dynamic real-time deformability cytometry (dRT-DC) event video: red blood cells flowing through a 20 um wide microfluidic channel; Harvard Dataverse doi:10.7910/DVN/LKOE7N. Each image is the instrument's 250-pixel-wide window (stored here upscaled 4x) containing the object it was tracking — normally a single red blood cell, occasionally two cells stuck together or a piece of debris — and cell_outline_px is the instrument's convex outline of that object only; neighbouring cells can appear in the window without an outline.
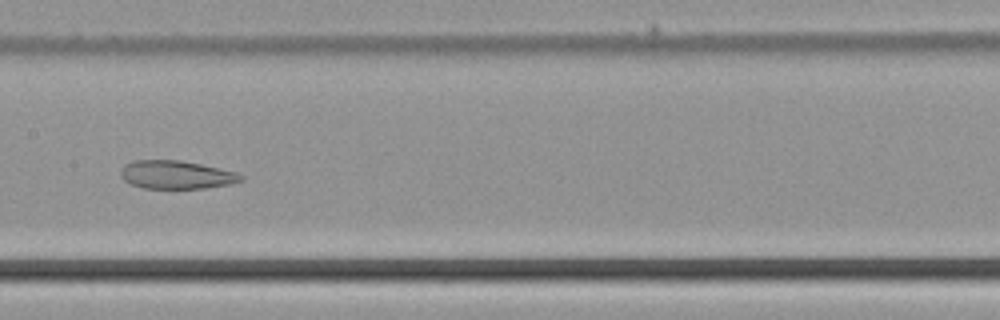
{"species": "common noctule bat (a hibernating species)", "species_latin": "Nyctalus noctula", "temperature_condition": "cold", "stored_images_in_passage": 44, "segment_of_instrument_passage": [1, 2], "camera_frame_rate_fps": 3000, "um_per_image_px": 0.085, "animal": {"sex": "male", "body_mass_g": 21.5, "forearm_length_mm": 52.0}, "frame": {"image": 1, "passage_image": 18, "time_ms": 5.667, "image_size_px": [1000, 320], "cell_outline_px": [[244, 180], [228, 184], [204, 188], [144, 188], [132, 184], [124, 180], [120, 176], [120, 172], [124, 164], [136, 160], [180, 160], [200, 164], [236, 172], [244, 176]], "centroid_in_image_um": [14.97, 14.85], "position_along_channel_um": 192.4, "area_um2": 19.65}}
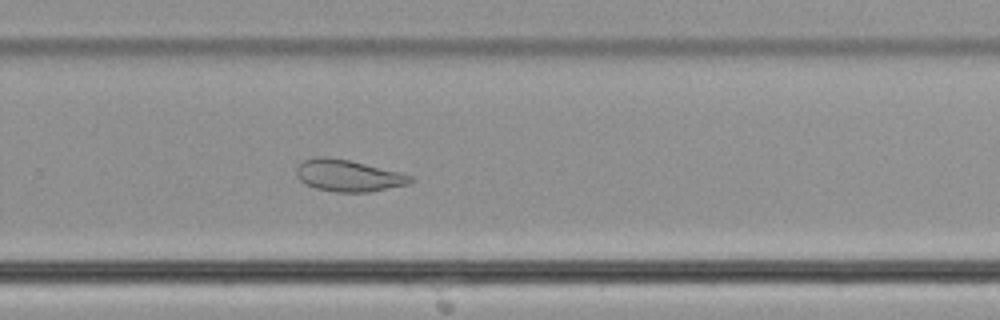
{"frame": {"image": 2, "passage_image": 26, "time_ms": 8.333, "image_size_px": [1000, 320], "cell_outline_px": [[416, 180], [408, 184], [372, 192], [336, 192], [316, 188], [304, 184], [296, 176], [296, 168], [304, 160], [320, 156], [324, 156], [348, 160], [400, 172], [412, 176]], "centroid_in_image_um": [29.61, 14.94], "position_along_channel_um": 300.2, "area_um2": 21.1}}
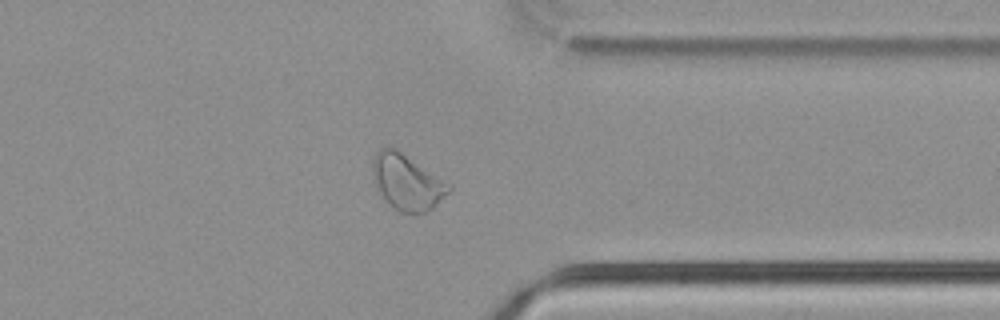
{"frame": {"image": 3, "passage_image": 32, "time_ms": 10.333, "image_size_px": [1000, 320], "cell_outline_px": [[452, 192], [432, 208], [424, 212], [400, 212], [384, 200], [380, 196], [372, 172], [372, 160], [376, 152], [380, 148], [388, 144], [396, 148], [452, 184]], "centroid_in_image_um": [34.61, 15.44], "position_along_channel_um": 376.8, "area_um2": 25.09}}